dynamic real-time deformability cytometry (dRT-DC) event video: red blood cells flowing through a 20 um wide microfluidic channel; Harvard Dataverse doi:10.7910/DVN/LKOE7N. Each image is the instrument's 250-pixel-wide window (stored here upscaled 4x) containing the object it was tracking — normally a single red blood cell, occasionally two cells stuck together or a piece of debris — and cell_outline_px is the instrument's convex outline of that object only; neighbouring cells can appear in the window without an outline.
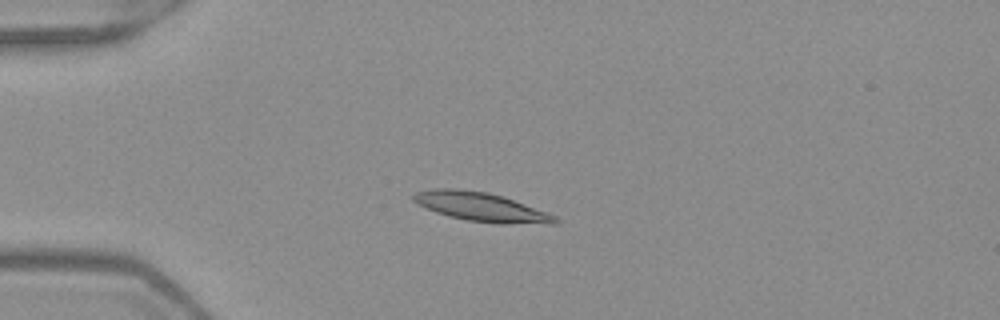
{"species": "Egyptian fruit bat (a non-hibernating species)", "species_latin": "Rousettus aegyptiacus", "temperature_condition": "warm", "stored_images_in_passage": 52, "camera_frame_rate_fps": 3000, "um_per_image_px": 0.085, "frame": {"image": 1, "passage_image": 14, "time_ms": 4.333, "image_size_px": [1000, 320], "cell_outline_px": [[560, 220], [556, 224], [500, 224], [468, 220], [448, 216], [436, 212], [416, 204], [412, 200], [412, 196], [416, 192], [432, 188], [456, 188], [488, 192], [504, 196], [548, 212], [556, 216]], "centroid_in_image_um": [40.92, 17.59], "position_along_channel_um": 44.1, "area_um2": 24.28}}
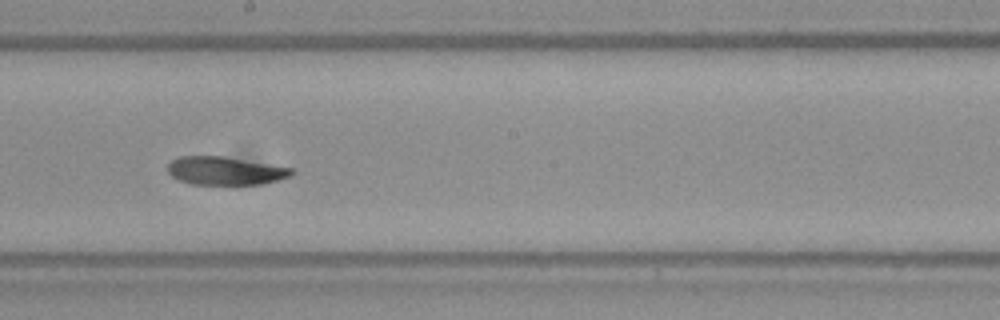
{"frame": {"image": 2, "passage_image": 30, "time_ms": 9.667, "image_size_px": [1000, 320], "cell_outline_px": [[296, 172], [292, 176], [280, 180], [260, 184], [192, 184], [180, 180], [172, 176], [168, 172], [168, 164], [172, 160], [180, 156], [224, 156], [296, 168]], "centroid_in_image_um": [19.22, 14.51], "position_along_channel_um": 229.0, "area_um2": 20.58}}
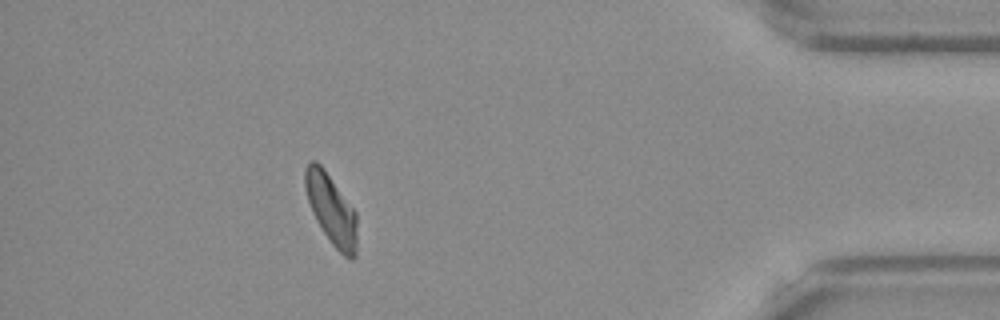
{"frame": {"image": 3, "passage_image": 47, "time_ms": 15.333, "image_size_px": [1000, 320], "cell_outline_px": [[356, 256], [352, 260], [348, 260], [332, 244], [316, 220], [312, 212], [308, 200], [304, 184], [304, 168], [312, 160], [316, 160], [324, 168], [356, 212]], "centroid_in_image_um": [28.15, 17.79], "position_along_channel_um": 407.0, "area_um2": 21.15}, "authors_computed_cell_mechanics": {"area_um2": 21.8773, "velocity_mm_per_s": 3.9661, "shape_relaxation_time_tau1_ms": null, "shape_relaxation_time_tau2_ms": 5.9216, "deformation_change_tau1": null, "deformation_change_tau2": 0.1159}}